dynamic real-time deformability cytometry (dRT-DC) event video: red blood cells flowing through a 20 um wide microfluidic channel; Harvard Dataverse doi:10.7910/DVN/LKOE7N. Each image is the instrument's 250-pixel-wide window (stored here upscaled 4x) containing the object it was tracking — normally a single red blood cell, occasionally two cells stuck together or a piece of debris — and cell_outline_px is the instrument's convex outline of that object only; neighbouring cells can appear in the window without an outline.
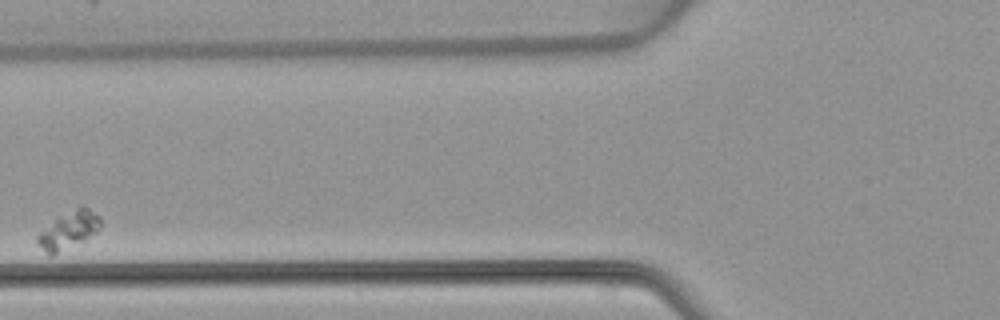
{"species": "common noctule bat (a hibernating species)", "species_latin": "Nyctalus noctula", "temperature_condition": "warm", "stored_images_in_passage": 5, "camera_frame_rate_fps": 3000, "um_per_image_px": 0.085, "animal": {"sex": "female", "body_mass_g": 22.7, "forearm_length_mm": 54.2}, "frame": {"image": 1, "passage_image": 3, "time_ms": 2.667, "image_size_px": [1000, 320], "cell_outline_px": [[100, 228], [96, 232], [52, 256], [48, 256], [36, 240], [36, 236], [56, 216], [84, 204], [100, 216]], "centroid_in_image_um": [5.81, 19.52], "position_along_channel_um": 120.0, "area_um2": 13.7}}
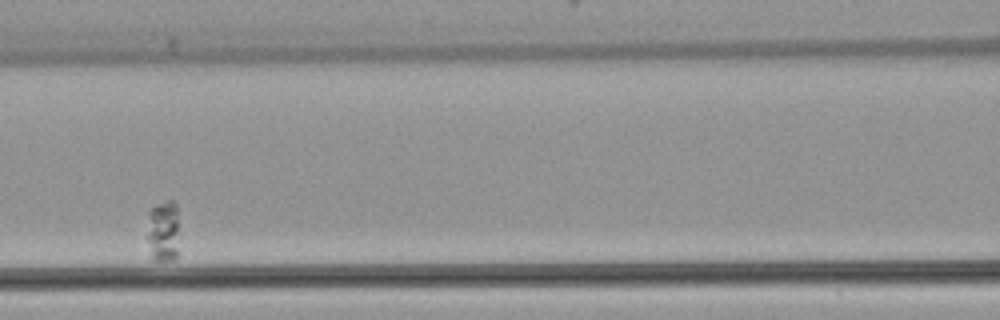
{"frame": {"image": 2, "passage_image": 4, "time_ms": 3.667, "image_size_px": [1000, 320], "cell_outline_px": [[176, 260], [156, 260], [152, 256], [148, 240], [148, 212], [152, 208], [168, 200], [172, 200], [176, 204]], "centroid_in_image_um": [13.85, 19.64], "position_along_channel_um": 152.8, "area_um2": 10.92}}
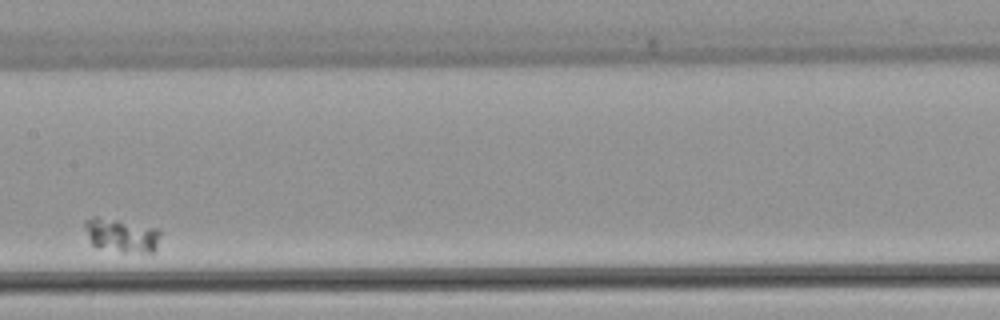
{"frame": {"image": 3, "passage_image": 5, "time_ms": 5.0, "image_size_px": [1000, 320], "cell_outline_px": [[160, 236], [156, 248], [152, 252], [120, 252], [96, 248], [92, 244], [88, 236], [84, 224], [84, 220], [92, 216], [96, 216], [156, 228], [160, 232]], "centroid_in_image_um": [10.29, 20.01], "position_along_channel_um": 197.1, "area_um2": 14.8}}